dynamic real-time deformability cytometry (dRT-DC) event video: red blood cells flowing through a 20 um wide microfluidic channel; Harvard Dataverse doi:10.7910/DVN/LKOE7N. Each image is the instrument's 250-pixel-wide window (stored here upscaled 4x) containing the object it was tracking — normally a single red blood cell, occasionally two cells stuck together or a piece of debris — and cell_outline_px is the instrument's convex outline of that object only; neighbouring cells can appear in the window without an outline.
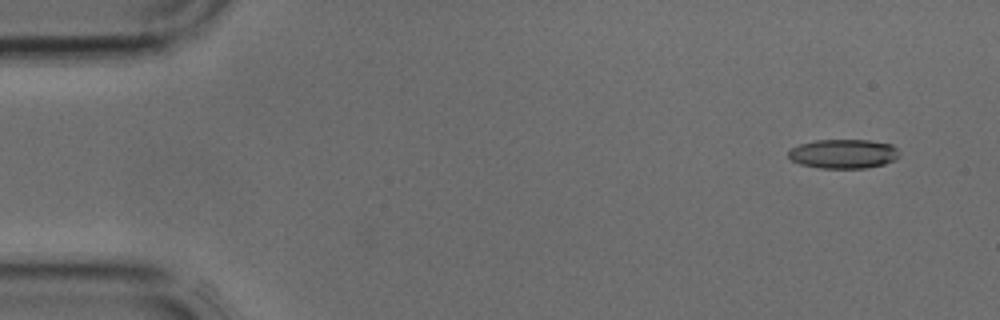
{"species": "common noctule bat (a hibernating species)", "species_latin": "Nyctalus noctula", "temperature_condition": "cold", "stored_images_in_passage": 4, "camera_frame_rate_fps": 3000, "um_per_image_px": 0.085, "animal": {"sex": "male", "body_mass_g": 17.9, "forearm_length_mm": 54.2}, "frame": {"image": 1, "passage_image": 1, "time_ms": 0.0, "image_size_px": [1000, 320], "cell_outline_px": [[900, 156], [896, 160], [884, 164], [868, 168], [820, 168], [800, 164], [792, 160], [788, 156], [788, 152], [792, 148], [800, 144], [816, 140], [868, 140], [892, 144], [900, 152]], "centroid_in_image_um": [71.73, 13.08], "position_along_channel_um": 13.3, "area_um2": 19.02}}
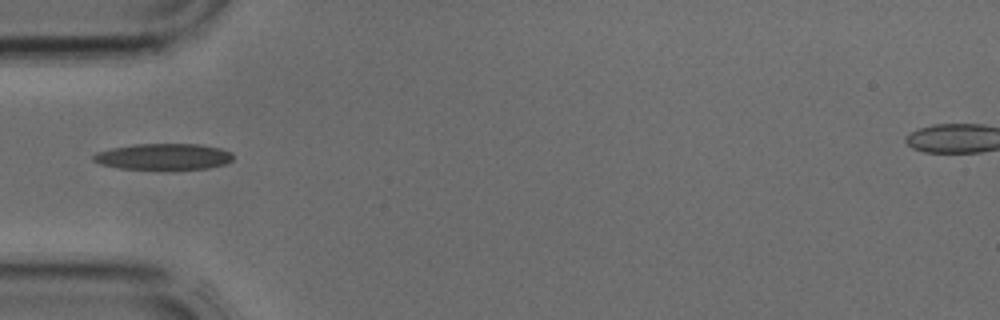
{"frame": {"image": 2, "passage_image": 4, "time_ms": 1.0, "image_size_px": [1000, 320], "cell_outline_px": [[232, 160], [224, 164], [208, 168], [120, 168], [100, 164], [92, 160], [92, 156], [96, 152], [112, 148], [136, 144], [200, 144], [220, 148], [232, 152]], "centroid_in_image_um": [13.89, 13.29], "position_along_channel_um": 71.1, "area_um2": 20.92}}